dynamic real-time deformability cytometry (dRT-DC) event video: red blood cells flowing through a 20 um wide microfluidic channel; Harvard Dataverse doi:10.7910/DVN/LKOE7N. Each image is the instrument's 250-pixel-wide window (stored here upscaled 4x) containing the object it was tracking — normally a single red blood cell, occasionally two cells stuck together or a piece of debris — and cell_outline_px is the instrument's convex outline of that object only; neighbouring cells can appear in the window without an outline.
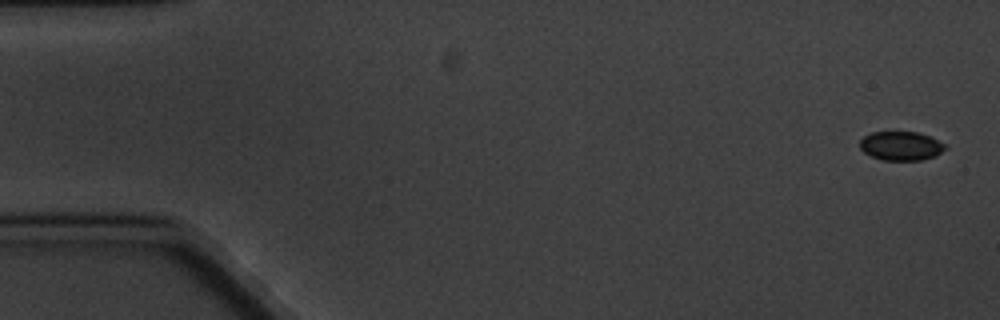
{"species": "common noctule bat (a hibernating species)", "species_latin": "Nyctalus noctula", "temperature_condition": "cold", "stored_images_in_passage": 5, "segment_of_instrument_passage": [2, 2], "camera_frame_rate_fps": 3000, "um_per_image_px": 0.085, "animal": {"sex": "male", "body_mass_g": 20.1, "forearm_length_mm": 53.5}, "frame": {"image": 1, "passage_image": 5, "time_ms": 4.667, "image_size_px": [1000, 320], "cell_outline_px": [[948, 148], [936, 156], [920, 160], [884, 160], [872, 156], [864, 152], [860, 148], [860, 140], [864, 136], [872, 132], [916, 132], [928, 136], [948, 144]], "centroid_in_image_um": [76.62, 12.4], "position_along_channel_um": 8.4, "area_um2": 14.45}}